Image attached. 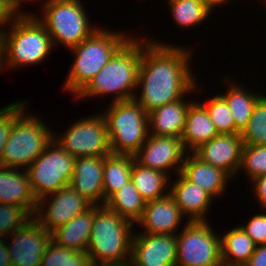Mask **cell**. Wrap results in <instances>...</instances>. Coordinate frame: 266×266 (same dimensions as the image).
Returning a JSON list of instances; mask_svg holds the SVG:
<instances>
[{"mask_svg": "<svg viewBox=\"0 0 266 266\" xmlns=\"http://www.w3.org/2000/svg\"><path fill=\"white\" fill-rule=\"evenodd\" d=\"M158 42L148 39L141 41L137 88L141 86L142 90L134 99L147 113L181 100L197 88L196 79L189 68L191 50Z\"/></svg>", "mask_w": 266, "mask_h": 266, "instance_id": "1", "label": "cell"}, {"mask_svg": "<svg viewBox=\"0 0 266 266\" xmlns=\"http://www.w3.org/2000/svg\"><path fill=\"white\" fill-rule=\"evenodd\" d=\"M140 61L141 40L132 36L75 97L92 98L113 93L116 96L112 102L134 99Z\"/></svg>", "mask_w": 266, "mask_h": 266, "instance_id": "2", "label": "cell"}, {"mask_svg": "<svg viewBox=\"0 0 266 266\" xmlns=\"http://www.w3.org/2000/svg\"><path fill=\"white\" fill-rule=\"evenodd\" d=\"M133 225L134 223L106 205H95L94 220L86 251L90 262L129 266Z\"/></svg>", "mask_w": 266, "mask_h": 266, "instance_id": "3", "label": "cell"}, {"mask_svg": "<svg viewBox=\"0 0 266 266\" xmlns=\"http://www.w3.org/2000/svg\"><path fill=\"white\" fill-rule=\"evenodd\" d=\"M11 28L2 35V69L36 65L49 55L54 47L45 26L35 14L16 15ZM7 63H6V62ZM5 62V63H4Z\"/></svg>", "mask_w": 266, "mask_h": 266, "instance_id": "4", "label": "cell"}, {"mask_svg": "<svg viewBox=\"0 0 266 266\" xmlns=\"http://www.w3.org/2000/svg\"><path fill=\"white\" fill-rule=\"evenodd\" d=\"M125 35L100 26L91 36L70 48L76 57L65 82L66 90L75 97L130 38Z\"/></svg>", "mask_w": 266, "mask_h": 266, "instance_id": "5", "label": "cell"}, {"mask_svg": "<svg viewBox=\"0 0 266 266\" xmlns=\"http://www.w3.org/2000/svg\"><path fill=\"white\" fill-rule=\"evenodd\" d=\"M110 104L102 114L111 152L134 156L149 135L148 113L135 99Z\"/></svg>", "mask_w": 266, "mask_h": 266, "instance_id": "6", "label": "cell"}, {"mask_svg": "<svg viewBox=\"0 0 266 266\" xmlns=\"http://www.w3.org/2000/svg\"><path fill=\"white\" fill-rule=\"evenodd\" d=\"M23 110L12 124L8 140L1 155L0 165L19 169L30 164L53 141L52 132L39 117L24 115ZM53 133V134H52Z\"/></svg>", "mask_w": 266, "mask_h": 266, "instance_id": "7", "label": "cell"}, {"mask_svg": "<svg viewBox=\"0 0 266 266\" xmlns=\"http://www.w3.org/2000/svg\"><path fill=\"white\" fill-rule=\"evenodd\" d=\"M43 5L44 16L37 18L47 29L54 47L59 42L70 49L98 29L91 26L80 0H53Z\"/></svg>", "mask_w": 266, "mask_h": 266, "instance_id": "8", "label": "cell"}, {"mask_svg": "<svg viewBox=\"0 0 266 266\" xmlns=\"http://www.w3.org/2000/svg\"><path fill=\"white\" fill-rule=\"evenodd\" d=\"M74 161L55 140L46 147L26 169L37 200L70 185Z\"/></svg>", "mask_w": 266, "mask_h": 266, "instance_id": "9", "label": "cell"}, {"mask_svg": "<svg viewBox=\"0 0 266 266\" xmlns=\"http://www.w3.org/2000/svg\"><path fill=\"white\" fill-rule=\"evenodd\" d=\"M177 238L176 266H222L221 238L207 221H188Z\"/></svg>", "mask_w": 266, "mask_h": 266, "instance_id": "10", "label": "cell"}, {"mask_svg": "<svg viewBox=\"0 0 266 266\" xmlns=\"http://www.w3.org/2000/svg\"><path fill=\"white\" fill-rule=\"evenodd\" d=\"M53 136L64 150L74 158L111 154L110 141L103 114L81 118L60 136Z\"/></svg>", "mask_w": 266, "mask_h": 266, "instance_id": "11", "label": "cell"}, {"mask_svg": "<svg viewBox=\"0 0 266 266\" xmlns=\"http://www.w3.org/2000/svg\"><path fill=\"white\" fill-rule=\"evenodd\" d=\"M47 198H52L49 203L46 202ZM91 206L92 204L88 200L68 185L55 193L40 198L33 218L44 229L52 233L58 227L67 224L76 215L85 212Z\"/></svg>", "mask_w": 266, "mask_h": 266, "instance_id": "12", "label": "cell"}, {"mask_svg": "<svg viewBox=\"0 0 266 266\" xmlns=\"http://www.w3.org/2000/svg\"><path fill=\"white\" fill-rule=\"evenodd\" d=\"M185 153L187 155L181 138L149 134L134 155V159L144 167L161 171L169 176L170 168L175 169L176 173L181 172Z\"/></svg>", "mask_w": 266, "mask_h": 266, "instance_id": "13", "label": "cell"}, {"mask_svg": "<svg viewBox=\"0 0 266 266\" xmlns=\"http://www.w3.org/2000/svg\"><path fill=\"white\" fill-rule=\"evenodd\" d=\"M11 235L12 242H7V248L12 266H41L52 233L32 218Z\"/></svg>", "mask_w": 266, "mask_h": 266, "instance_id": "14", "label": "cell"}, {"mask_svg": "<svg viewBox=\"0 0 266 266\" xmlns=\"http://www.w3.org/2000/svg\"><path fill=\"white\" fill-rule=\"evenodd\" d=\"M133 234L129 266H176V235Z\"/></svg>", "mask_w": 266, "mask_h": 266, "instance_id": "15", "label": "cell"}, {"mask_svg": "<svg viewBox=\"0 0 266 266\" xmlns=\"http://www.w3.org/2000/svg\"><path fill=\"white\" fill-rule=\"evenodd\" d=\"M243 146L241 134H218L192 153L202 162L221 168L233 178L240 168Z\"/></svg>", "mask_w": 266, "mask_h": 266, "instance_id": "16", "label": "cell"}, {"mask_svg": "<svg viewBox=\"0 0 266 266\" xmlns=\"http://www.w3.org/2000/svg\"><path fill=\"white\" fill-rule=\"evenodd\" d=\"M105 156L77 157L70 186L92 205H103V166ZM102 201V203H100Z\"/></svg>", "mask_w": 266, "mask_h": 266, "instance_id": "17", "label": "cell"}, {"mask_svg": "<svg viewBox=\"0 0 266 266\" xmlns=\"http://www.w3.org/2000/svg\"><path fill=\"white\" fill-rule=\"evenodd\" d=\"M184 215L174 198L168 194L163 198L146 202L142 217L136 222L145 228L143 233L177 235Z\"/></svg>", "mask_w": 266, "mask_h": 266, "instance_id": "18", "label": "cell"}, {"mask_svg": "<svg viewBox=\"0 0 266 266\" xmlns=\"http://www.w3.org/2000/svg\"><path fill=\"white\" fill-rule=\"evenodd\" d=\"M19 170L0 165V203L21 206L34 217L38 200L32 191L27 170Z\"/></svg>", "mask_w": 266, "mask_h": 266, "instance_id": "19", "label": "cell"}, {"mask_svg": "<svg viewBox=\"0 0 266 266\" xmlns=\"http://www.w3.org/2000/svg\"><path fill=\"white\" fill-rule=\"evenodd\" d=\"M177 181L171 184L169 194L174 198L181 213L188 215L187 221H206L209 205L213 198L195 183L188 180L181 172L177 173Z\"/></svg>", "mask_w": 266, "mask_h": 266, "instance_id": "20", "label": "cell"}, {"mask_svg": "<svg viewBox=\"0 0 266 266\" xmlns=\"http://www.w3.org/2000/svg\"><path fill=\"white\" fill-rule=\"evenodd\" d=\"M181 173L213 198L224 194L226 184L232 177L221 168L202 162L193 153L185 156Z\"/></svg>", "mask_w": 266, "mask_h": 266, "instance_id": "21", "label": "cell"}, {"mask_svg": "<svg viewBox=\"0 0 266 266\" xmlns=\"http://www.w3.org/2000/svg\"><path fill=\"white\" fill-rule=\"evenodd\" d=\"M183 99L164 104L148 113L149 134L182 137L186 114L192 103Z\"/></svg>", "mask_w": 266, "mask_h": 266, "instance_id": "22", "label": "cell"}, {"mask_svg": "<svg viewBox=\"0 0 266 266\" xmlns=\"http://www.w3.org/2000/svg\"><path fill=\"white\" fill-rule=\"evenodd\" d=\"M216 135L218 132L205 106L193 101L188 108L185 128L181 137L185 150L187 151L189 147L193 152Z\"/></svg>", "mask_w": 266, "mask_h": 266, "instance_id": "23", "label": "cell"}, {"mask_svg": "<svg viewBox=\"0 0 266 266\" xmlns=\"http://www.w3.org/2000/svg\"><path fill=\"white\" fill-rule=\"evenodd\" d=\"M95 205L85 212L76 215L67 224L52 232V240L59 246L86 252L94 220Z\"/></svg>", "mask_w": 266, "mask_h": 266, "instance_id": "24", "label": "cell"}, {"mask_svg": "<svg viewBox=\"0 0 266 266\" xmlns=\"http://www.w3.org/2000/svg\"><path fill=\"white\" fill-rule=\"evenodd\" d=\"M227 80L229 83H227ZM230 88L226 93L220 94L227 102L235 122V134H242L247 128L253 109L257 101L263 96L249 92L231 79H226Z\"/></svg>", "mask_w": 266, "mask_h": 266, "instance_id": "25", "label": "cell"}, {"mask_svg": "<svg viewBox=\"0 0 266 266\" xmlns=\"http://www.w3.org/2000/svg\"><path fill=\"white\" fill-rule=\"evenodd\" d=\"M134 156L108 154L103 166V205L119 189L131 180Z\"/></svg>", "mask_w": 266, "mask_h": 266, "instance_id": "26", "label": "cell"}, {"mask_svg": "<svg viewBox=\"0 0 266 266\" xmlns=\"http://www.w3.org/2000/svg\"><path fill=\"white\" fill-rule=\"evenodd\" d=\"M220 238L223 265H245L256 248L253 240L240 226L230 229Z\"/></svg>", "mask_w": 266, "mask_h": 266, "instance_id": "27", "label": "cell"}, {"mask_svg": "<svg viewBox=\"0 0 266 266\" xmlns=\"http://www.w3.org/2000/svg\"><path fill=\"white\" fill-rule=\"evenodd\" d=\"M169 179L167 174L133 161L131 181L146 202L167 196L169 190L165 194L163 192L169 188Z\"/></svg>", "mask_w": 266, "mask_h": 266, "instance_id": "28", "label": "cell"}, {"mask_svg": "<svg viewBox=\"0 0 266 266\" xmlns=\"http://www.w3.org/2000/svg\"><path fill=\"white\" fill-rule=\"evenodd\" d=\"M105 205L114 212L119 213L123 218L136 223L142 217L146 201L130 180L114 193L105 202Z\"/></svg>", "mask_w": 266, "mask_h": 266, "instance_id": "29", "label": "cell"}, {"mask_svg": "<svg viewBox=\"0 0 266 266\" xmlns=\"http://www.w3.org/2000/svg\"><path fill=\"white\" fill-rule=\"evenodd\" d=\"M168 4L173 20L183 28L199 25L212 13V9L201 0H169Z\"/></svg>", "mask_w": 266, "mask_h": 266, "instance_id": "30", "label": "cell"}, {"mask_svg": "<svg viewBox=\"0 0 266 266\" xmlns=\"http://www.w3.org/2000/svg\"><path fill=\"white\" fill-rule=\"evenodd\" d=\"M86 252H79L57 245L53 240L47 245L41 266H87Z\"/></svg>", "mask_w": 266, "mask_h": 266, "instance_id": "31", "label": "cell"}, {"mask_svg": "<svg viewBox=\"0 0 266 266\" xmlns=\"http://www.w3.org/2000/svg\"><path fill=\"white\" fill-rule=\"evenodd\" d=\"M244 144L266 145V96L256 103L247 128L241 134Z\"/></svg>", "mask_w": 266, "mask_h": 266, "instance_id": "32", "label": "cell"}, {"mask_svg": "<svg viewBox=\"0 0 266 266\" xmlns=\"http://www.w3.org/2000/svg\"><path fill=\"white\" fill-rule=\"evenodd\" d=\"M218 134H235V122L225 99L219 94L204 104Z\"/></svg>", "mask_w": 266, "mask_h": 266, "instance_id": "33", "label": "cell"}, {"mask_svg": "<svg viewBox=\"0 0 266 266\" xmlns=\"http://www.w3.org/2000/svg\"><path fill=\"white\" fill-rule=\"evenodd\" d=\"M241 169L246 170L251 181L266 174V145L244 144L239 171Z\"/></svg>", "mask_w": 266, "mask_h": 266, "instance_id": "34", "label": "cell"}, {"mask_svg": "<svg viewBox=\"0 0 266 266\" xmlns=\"http://www.w3.org/2000/svg\"><path fill=\"white\" fill-rule=\"evenodd\" d=\"M33 217L21 206L0 203V237L22 228Z\"/></svg>", "mask_w": 266, "mask_h": 266, "instance_id": "35", "label": "cell"}, {"mask_svg": "<svg viewBox=\"0 0 266 266\" xmlns=\"http://www.w3.org/2000/svg\"><path fill=\"white\" fill-rule=\"evenodd\" d=\"M18 101L7 105L0 109V162L3 148L8 140L11 127L15 118L23 111L26 110V102Z\"/></svg>", "mask_w": 266, "mask_h": 266, "instance_id": "36", "label": "cell"}, {"mask_svg": "<svg viewBox=\"0 0 266 266\" xmlns=\"http://www.w3.org/2000/svg\"><path fill=\"white\" fill-rule=\"evenodd\" d=\"M256 246L266 244V213L255 214L248 224L240 226Z\"/></svg>", "mask_w": 266, "mask_h": 266, "instance_id": "37", "label": "cell"}, {"mask_svg": "<svg viewBox=\"0 0 266 266\" xmlns=\"http://www.w3.org/2000/svg\"><path fill=\"white\" fill-rule=\"evenodd\" d=\"M252 183H254L253 189L258 203L266 210V174L254 178Z\"/></svg>", "mask_w": 266, "mask_h": 266, "instance_id": "38", "label": "cell"}, {"mask_svg": "<svg viewBox=\"0 0 266 266\" xmlns=\"http://www.w3.org/2000/svg\"><path fill=\"white\" fill-rule=\"evenodd\" d=\"M246 266H266V244L256 246Z\"/></svg>", "mask_w": 266, "mask_h": 266, "instance_id": "39", "label": "cell"}, {"mask_svg": "<svg viewBox=\"0 0 266 266\" xmlns=\"http://www.w3.org/2000/svg\"><path fill=\"white\" fill-rule=\"evenodd\" d=\"M16 15L14 12L6 5L3 0H0V35H3L5 30L4 28L8 22L11 23Z\"/></svg>", "mask_w": 266, "mask_h": 266, "instance_id": "40", "label": "cell"}, {"mask_svg": "<svg viewBox=\"0 0 266 266\" xmlns=\"http://www.w3.org/2000/svg\"><path fill=\"white\" fill-rule=\"evenodd\" d=\"M0 266H12V262L8 253L7 242L0 237Z\"/></svg>", "mask_w": 266, "mask_h": 266, "instance_id": "41", "label": "cell"}, {"mask_svg": "<svg viewBox=\"0 0 266 266\" xmlns=\"http://www.w3.org/2000/svg\"><path fill=\"white\" fill-rule=\"evenodd\" d=\"M6 5L14 12L15 15H27L26 12H21L20 11V5H21V2H26V1H29V0H3ZM32 1V0H30ZM36 1V0H34Z\"/></svg>", "mask_w": 266, "mask_h": 266, "instance_id": "42", "label": "cell"}, {"mask_svg": "<svg viewBox=\"0 0 266 266\" xmlns=\"http://www.w3.org/2000/svg\"><path fill=\"white\" fill-rule=\"evenodd\" d=\"M204 2L209 8L213 9V7L220 6L221 4L227 3L229 0H201Z\"/></svg>", "mask_w": 266, "mask_h": 266, "instance_id": "43", "label": "cell"}, {"mask_svg": "<svg viewBox=\"0 0 266 266\" xmlns=\"http://www.w3.org/2000/svg\"><path fill=\"white\" fill-rule=\"evenodd\" d=\"M2 35H0V72L2 70Z\"/></svg>", "mask_w": 266, "mask_h": 266, "instance_id": "44", "label": "cell"}, {"mask_svg": "<svg viewBox=\"0 0 266 266\" xmlns=\"http://www.w3.org/2000/svg\"><path fill=\"white\" fill-rule=\"evenodd\" d=\"M87 266H115V265L89 262Z\"/></svg>", "mask_w": 266, "mask_h": 266, "instance_id": "45", "label": "cell"}, {"mask_svg": "<svg viewBox=\"0 0 266 266\" xmlns=\"http://www.w3.org/2000/svg\"><path fill=\"white\" fill-rule=\"evenodd\" d=\"M222 266H246V265L241 264V265H222Z\"/></svg>", "mask_w": 266, "mask_h": 266, "instance_id": "46", "label": "cell"}]
</instances>
